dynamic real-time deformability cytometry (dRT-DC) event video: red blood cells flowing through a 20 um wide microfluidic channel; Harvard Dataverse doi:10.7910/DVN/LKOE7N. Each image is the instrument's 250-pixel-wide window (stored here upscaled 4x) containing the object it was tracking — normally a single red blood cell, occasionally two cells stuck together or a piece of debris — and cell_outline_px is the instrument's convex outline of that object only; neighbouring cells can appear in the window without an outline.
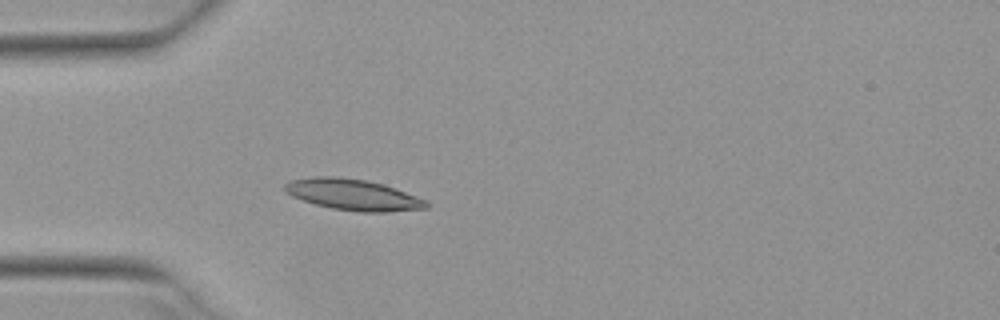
{"species": "Egyptian fruit bat (a non-hibernating species)", "species_latin": "Rousettus aegyptiacus", "temperature_condition": "warm", "stored_images_in_passage": 38, "camera_frame_rate_fps": 3000, "um_per_image_px": 0.085, "animal": {"sex": "female"}, "frame": {"image": 1, "passage_image": 1, "time_ms": 0.0, "image_size_px": [1000, 320], "cell_outline_px": [[428, 208], [388, 212], [356, 212], [332, 208], [316, 204], [292, 196], [284, 192], [284, 184], [288, 180], [312, 176], [336, 176], [368, 180], [384, 184], [416, 196], [424, 200], [428, 204]], "centroid_in_image_um": [29.96, 16.53], "position_along_channel_um": 55.0, "area_um2": 25.78}}
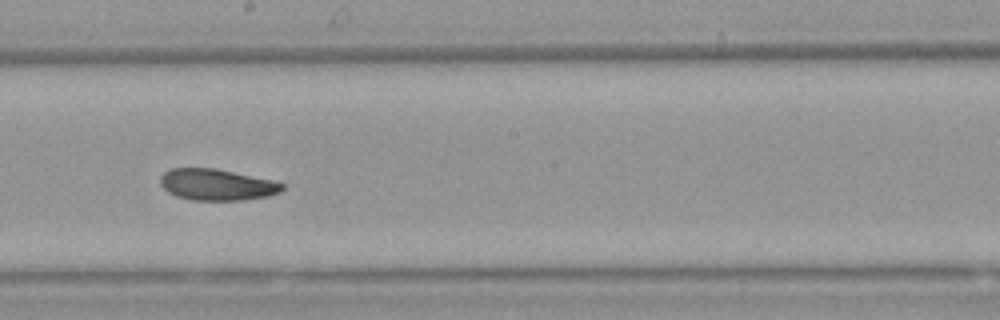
{"frame": {"image": 2, "passage_image": 15, "time_ms": 4.667, "image_size_px": [1000, 320], "cell_outline_px": [[284, 188], [280, 192], [268, 196], [244, 200], [192, 200], [176, 196], [168, 192], [160, 184], [160, 176], [168, 168], [216, 168], [272, 180], [284, 184]], "centroid_in_image_um": [18.41, 15.69], "position_along_channel_um": 229.8, "area_um2": 22.37}}
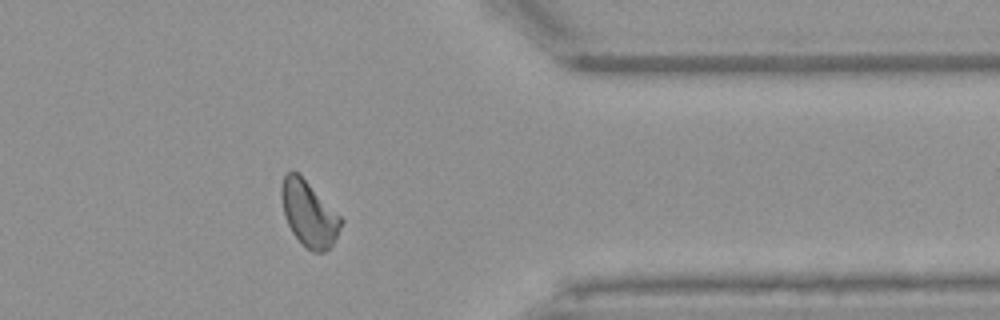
{"frame": {"image": 3, "passage_image": 28, "time_ms": 9.0, "image_size_px": [1000, 320], "cell_outline_px": [[344, 220], [332, 248], [324, 252], [312, 252], [292, 232], [284, 216], [280, 192], [280, 188], [284, 176], [292, 168]], "centroid_in_image_um": [26.25, 18.2], "position_along_channel_um": 385.1, "area_um2": 22.31}, "authors_computed_cell_mechanics": {"area_um2": 22.8888, "velocity_mm_per_s": 3.9178, "shape_relaxation_time_tau1_ms": 5.5981, "shape_relaxation_time_tau2_ms": 3.3124, "deformation_change_tau1": 0.1464, "deformation_change_tau2": 0.0963}}